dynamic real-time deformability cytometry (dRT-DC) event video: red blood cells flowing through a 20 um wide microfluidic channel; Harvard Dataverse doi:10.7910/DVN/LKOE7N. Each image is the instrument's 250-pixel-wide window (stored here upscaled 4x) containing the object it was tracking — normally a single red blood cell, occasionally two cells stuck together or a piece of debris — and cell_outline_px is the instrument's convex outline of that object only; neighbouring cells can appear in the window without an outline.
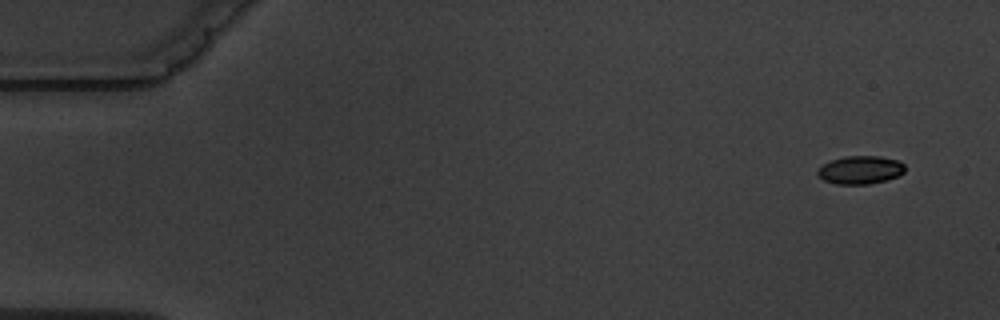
{"species": "common noctule bat (a hibernating species)", "species_latin": "Nyctalus noctula", "temperature_condition": "warm", "stored_images_in_passage": 4, "segment_of_instrument_passage": [2, 2], "camera_frame_rate_fps": 3000, "um_per_image_px": 0.085, "animal": {"sex": "male", "body_mass_g": 19.5, "forearm_length_mm": 54.6}, "frame": {"image": 1, "passage_image": 4, "time_ms": 4.667, "image_size_px": [1000, 320], "cell_outline_px": [[904, 172], [896, 176], [884, 180], [868, 184], [836, 184], [824, 180], [816, 172], [824, 164], [832, 160], [844, 156], [880, 156], [896, 160], [904, 164]], "centroid_in_image_um": [73.12, 14.44], "position_along_channel_um": 11.9, "area_um2": 14.05}}